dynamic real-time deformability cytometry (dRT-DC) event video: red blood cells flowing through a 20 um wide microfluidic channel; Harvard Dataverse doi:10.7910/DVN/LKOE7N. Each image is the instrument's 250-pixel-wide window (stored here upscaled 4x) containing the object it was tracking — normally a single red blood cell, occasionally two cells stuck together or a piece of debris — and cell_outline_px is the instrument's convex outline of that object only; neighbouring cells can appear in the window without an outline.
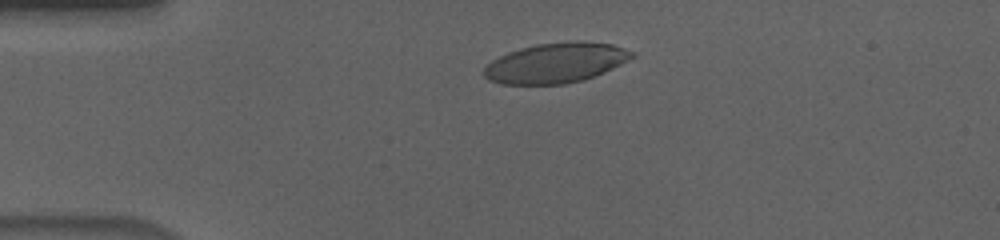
{"species": "human", "species_latin": "Homo sapiens", "temperature_condition": "cold", "stored_images_in_passage": 52, "camera_frame_rate_fps": 3000, "um_per_image_px": 0.085, "donor": {"sex": "male"}, "frame": {"image": 1, "passage_image": 9, "time_ms": 2.667, "image_size_px": [1000, 240], "cell_outline_px": [[636, 56], [604, 72], [584, 80], [564, 84], [500, 84], [488, 80], [484, 76], [484, 68], [492, 60], [508, 52], [520, 48], [536, 44], [568, 40], [584, 40], [612, 44], [636, 52]], "centroid_in_image_um": [47.27, 5.33], "position_along_channel_um": 37.7, "area_um2": 34.85}}
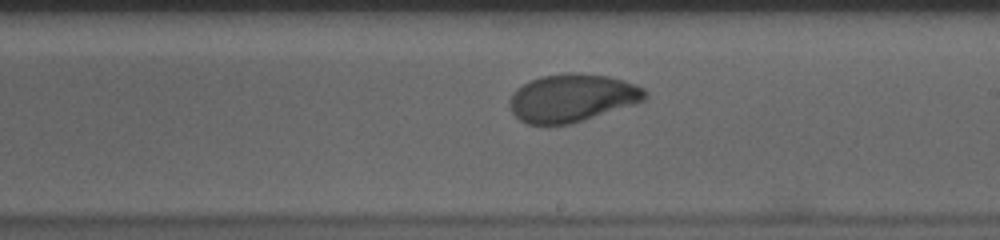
{"frame": {"image": 2, "passage_image": 29, "time_ms": 9.333, "image_size_px": [1000, 240], "cell_outline_px": [[648, 96], [644, 100], [636, 104], [572, 124], [524, 124], [512, 112], [508, 104], [508, 100], [512, 92], [516, 88], [528, 80], [540, 76], [608, 76], [624, 80], [636, 84], [644, 88], [648, 92]], "centroid_in_image_um": [48.62, 8.37], "position_along_channel_um": 240.4, "area_um2": 37.34}}
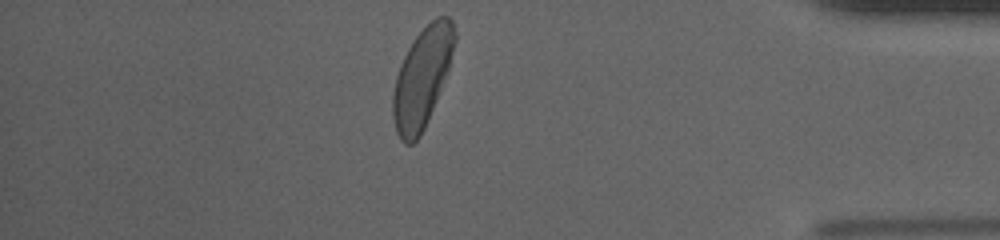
{"frame": {"image": 3, "passage_image": 45, "time_ms": 14.667, "image_size_px": [1000, 240], "cell_outline_px": [[456, 40], [448, 68], [424, 128], [420, 136], [412, 144], [404, 144], [400, 140], [396, 132], [392, 116], [392, 96], [396, 76], [400, 64], [408, 48], [416, 36], [436, 16], [448, 16], [452, 20], [456, 32]], "centroid_in_image_um": [35.85, 6.6], "position_along_channel_um": 399.3, "area_um2": 35.37}, "authors_computed_cell_mechanics": {"area_um2": 36.6452, "velocity_mm_per_s": 3.6202, "shape_relaxation_time_tau1_ms": 3.4507, "shape_relaxation_time_tau2_ms": 1.0666, "deformation_change_tau1": 0.142, "deformation_change_tau2": 0.0513}}